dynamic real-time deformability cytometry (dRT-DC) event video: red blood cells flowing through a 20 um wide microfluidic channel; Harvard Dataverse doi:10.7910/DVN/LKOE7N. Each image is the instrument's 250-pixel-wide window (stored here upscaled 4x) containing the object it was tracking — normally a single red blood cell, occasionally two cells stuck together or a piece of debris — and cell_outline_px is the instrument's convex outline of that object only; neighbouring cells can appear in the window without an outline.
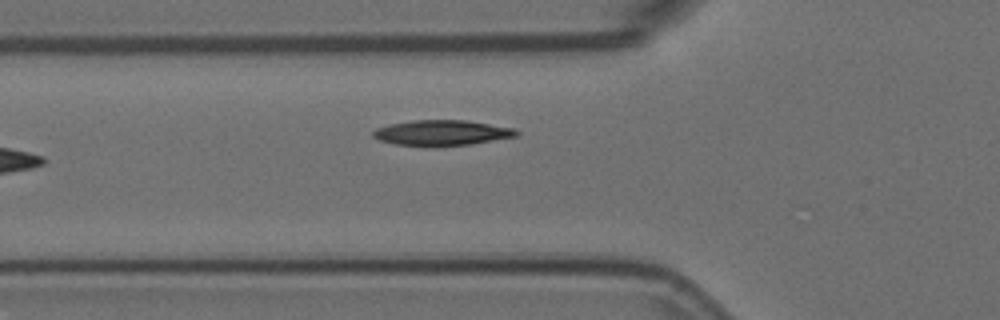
{"species": "Egyptian fruit bat (a non-hibernating species)", "species_latin": "Rousettus aegyptiacus", "temperature_condition": "room temperature", "stored_images_in_passage": 2, "camera_frame_rate_fps": 3000, "um_per_image_px": 0.085, "animal": {"sex": "female"}, "frame": {"image": 1, "passage_image": 2, "time_ms": 0.333, "image_size_px": [1000, 320], "cell_outline_px": [[520, 132], [516, 136], [468, 144], [396, 144], [380, 140], [372, 136], [372, 132], [376, 128], [388, 124], [412, 120], [464, 120], [516, 128]], "centroid_in_image_um": [37.55, 11.24], "position_along_channel_um": 88.2, "area_um2": 20.46}}